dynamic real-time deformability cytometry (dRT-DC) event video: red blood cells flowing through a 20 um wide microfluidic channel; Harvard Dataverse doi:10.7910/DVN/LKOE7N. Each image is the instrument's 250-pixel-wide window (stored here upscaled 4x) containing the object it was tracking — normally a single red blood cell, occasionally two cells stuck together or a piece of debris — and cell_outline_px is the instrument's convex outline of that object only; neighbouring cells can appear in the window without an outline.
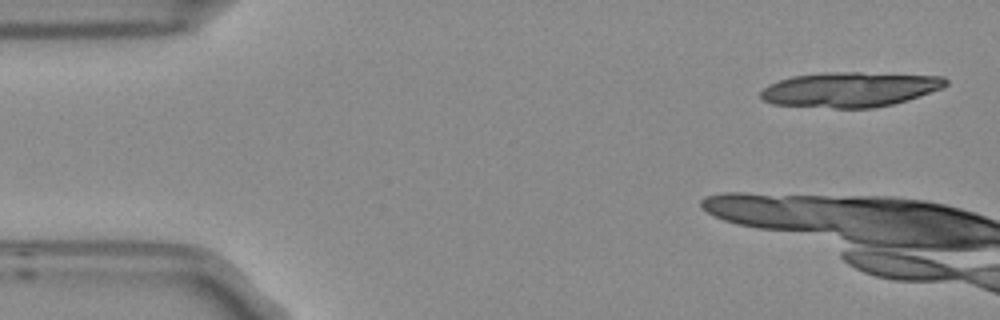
{"species": "Egyptian fruit bat (a non-hibernating species)", "species_latin": "Rousettus aegyptiacus", "temperature_condition": "room temperature", "stored_images_in_passage": 5, "camera_frame_rate_fps": 3000, "um_per_image_px": 0.085, "frame": {"image": 1, "passage_image": 1, "time_ms": 0.0, "image_size_px": [1000, 320], "cell_outline_px": [[948, 84], [944, 88], [892, 104], [872, 108], [832, 108], [772, 104], [764, 100], [760, 96], [760, 92], [768, 84], [792, 76], [824, 72], [860, 72], [944, 76], [948, 80]], "centroid_in_image_um": [72.25, 7.6], "position_along_channel_um": 12.7, "area_um2": 37.8}}